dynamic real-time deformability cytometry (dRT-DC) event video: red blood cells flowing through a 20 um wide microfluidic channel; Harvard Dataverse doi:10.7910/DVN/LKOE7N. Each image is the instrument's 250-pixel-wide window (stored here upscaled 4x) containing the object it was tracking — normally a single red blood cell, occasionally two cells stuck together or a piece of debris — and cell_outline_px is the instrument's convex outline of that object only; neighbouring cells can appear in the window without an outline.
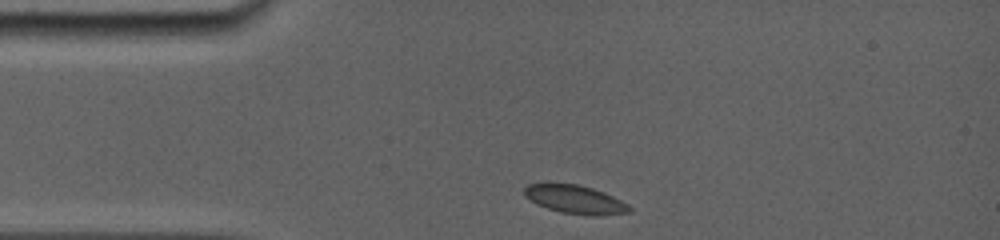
{"species": "common noctule bat (a hibernating species)", "species_latin": "Nyctalus noctula", "temperature_condition": "room temperature", "stored_images_in_passage": 26, "camera_frame_rate_fps": 5000, "um_per_image_px": 0.085, "animal": {"sex": "female", "body_mass_g": 19.0, "forearm_length_mm": 56.7}, "frame": {"image": 1, "passage_image": 1, "time_ms": 0.0, "image_size_px": [1000, 240], "cell_outline_px": [[632, 212], [596, 216], [560, 212], [536, 204], [524, 196], [524, 188], [528, 184], [544, 180], [548, 180], [580, 184], [604, 192], [628, 204], [632, 208]], "centroid_in_image_um": [48.81, 16.9], "position_along_channel_um": 36.2, "area_um2": 18.15}}
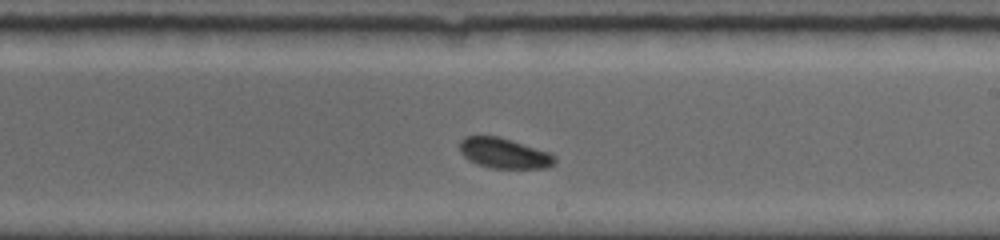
{"frame": {"image": 2, "passage_image": 15, "time_ms": 6.2, "image_size_px": [1000, 240], "cell_outline_px": [[556, 164], [548, 168], [492, 168], [476, 164], [468, 160], [460, 152], [460, 140], [464, 136], [496, 136], [512, 140], [552, 152], [556, 156]], "centroid_in_image_um": [42.89, 13.03], "position_along_channel_um": 246.1, "area_um2": 17.11}}
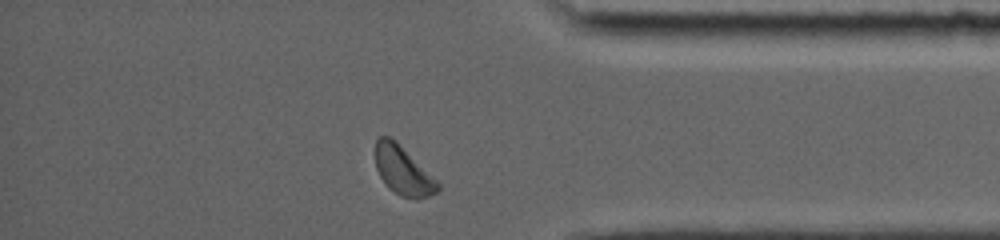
{"frame": {"image": 3, "passage_image": 25, "time_ms": 10.4, "image_size_px": [1000, 240], "cell_outline_px": [[440, 188], [436, 192], [428, 196], [416, 200], [400, 196], [388, 188], [380, 176], [376, 168], [376, 140], [380, 136], [388, 136], [396, 140], [440, 184]], "centroid_in_image_um": [34.25, 14.52], "position_along_channel_um": 401.0, "area_um2": 17.57}, "authors_computed_cell_mechanics": {"area_um2": 17.3111, "velocity_mm_per_s": 3.8251, "shape_relaxation_time_tau1_ms": 1.8878, "shape_relaxation_time_tau2_ms": null, "deformation_change_tau1": 0.0343, "deformation_change_tau2": null}}